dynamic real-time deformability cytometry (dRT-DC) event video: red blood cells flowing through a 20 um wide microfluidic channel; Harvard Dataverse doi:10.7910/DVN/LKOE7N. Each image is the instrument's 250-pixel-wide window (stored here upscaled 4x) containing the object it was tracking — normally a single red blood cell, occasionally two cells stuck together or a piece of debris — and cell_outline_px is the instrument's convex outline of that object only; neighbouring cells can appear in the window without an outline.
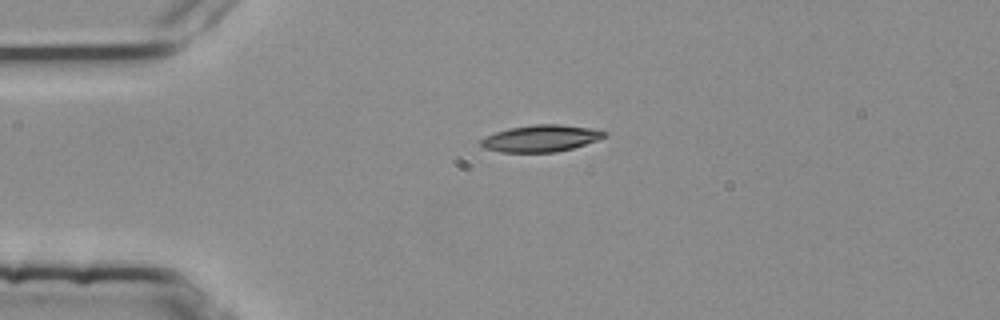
{"species": "common noctule bat (a hibernating species)", "species_latin": "Nyctalus noctula", "temperature_condition": "room temperature", "stored_images_in_passage": 42, "camera_frame_rate_fps": 3000, "um_per_image_px": 0.085, "animal": {"sex": "female", "body_mass_g": 25.1}, "frame": {"image": 1, "passage_image": 1, "time_ms": 0.0, "image_size_px": [1000, 320], "cell_outline_px": [[608, 132], [604, 136], [596, 140], [572, 148], [556, 152], [500, 152], [484, 148], [480, 144], [480, 140], [484, 136], [508, 128], [536, 124], [560, 124], [592, 128]], "centroid_in_image_um": [45.93, 11.75], "position_along_channel_um": 39.1, "area_um2": 19.19}}
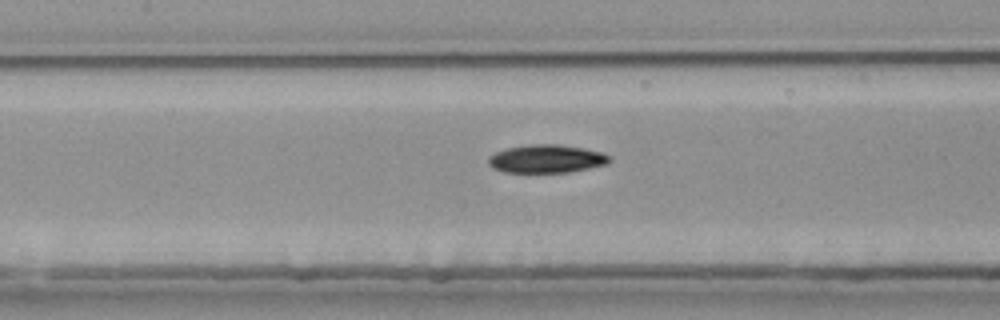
{"frame": {"image": 2, "passage_image": 13, "time_ms": 4.0, "image_size_px": [1000, 320], "cell_outline_px": [[612, 160], [608, 164], [568, 172], [504, 172], [492, 168], [488, 164], [488, 156], [504, 148], [532, 144], [556, 144], [584, 148], [600, 152], [612, 156]], "centroid_in_image_um": [46.44, 13.49], "position_along_channel_um": 161.0, "area_um2": 20.0}}
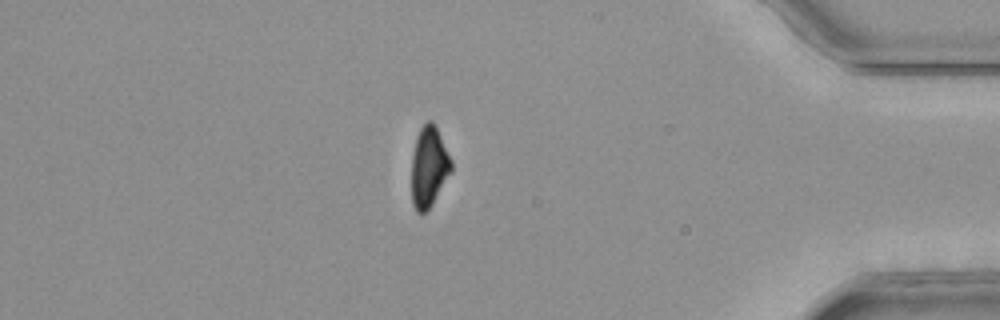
{"frame": {"image": 3, "passage_image": 35, "time_ms": 11.333, "image_size_px": [1000, 320], "cell_outline_px": [[452, 172], [432, 204], [424, 212], [416, 212], [412, 204], [412, 156], [416, 136], [420, 128], [428, 120], [432, 120], [436, 124], [452, 160]], "centroid_in_image_um": [36.47, 14.14], "position_along_channel_um": 398.7, "area_um2": 18.84}, "authors_computed_cell_mechanics": {"area_um2": 19.7387, "velocity_mm_per_s": 3.7864, "shape_relaxation_time_tau1_ms": 7.7351, "shape_relaxation_time_tau2_ms": null, "deformation_change_tau1": 0.2354, "deformation_change_tau2": null}}